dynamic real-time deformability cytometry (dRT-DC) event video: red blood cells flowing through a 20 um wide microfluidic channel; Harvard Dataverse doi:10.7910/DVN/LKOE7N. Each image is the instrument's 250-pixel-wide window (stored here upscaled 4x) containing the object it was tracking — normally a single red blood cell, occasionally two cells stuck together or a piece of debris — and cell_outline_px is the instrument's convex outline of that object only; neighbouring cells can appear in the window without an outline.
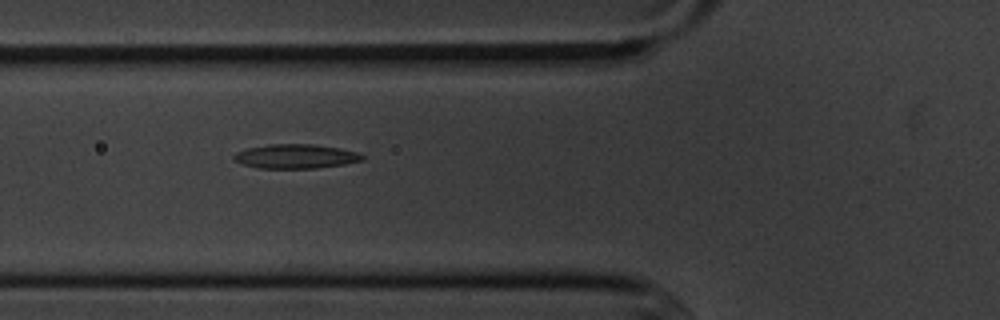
{"species": "common noctule bat (a hibernating species)", "species_latin": "Nyctalus noctula", "temperature_condition": "cold", "stored_images_in_passage": 9, "camera_frame_rate_fps": 3000, "um_per_image_px": 0.085, "animal": {"sex": "male", "body_mass_g": 20.1, "forearm_length_mm": 53.5}, "frame": {"image": 1, "passage_image": 4, "time_ms": 3.333, "image_size_px": [1000, 320], "cell_outline_px": [[364, 160], [344, 164], [316, 168], [256, 168], [240, 164], [232, 160], [232, 156], [236, 152], [248, 148], [268, 144], [312, 144], [340, 148], [356, 152], [364, 156]], "centroid_in_image_um": [25.08, 13.29], "position_along_channel_um": 100.7, "area_um2": 18.26}}
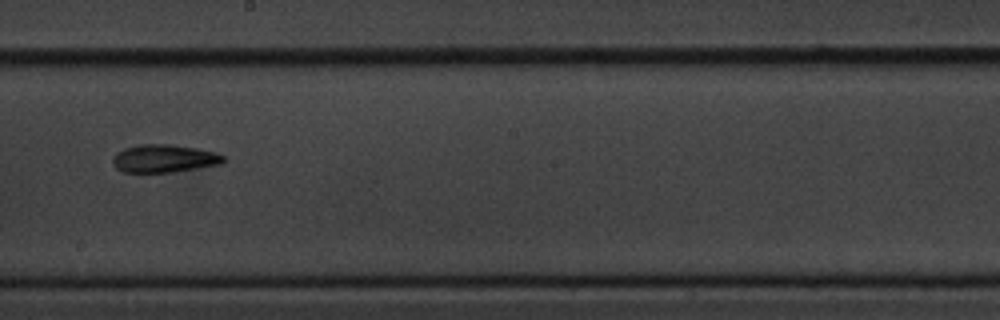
{"frame": {"image": 2, "passage_image": 7, "time_ms": 7.0, "image_size_px": [1000, 320], "cell_outline_px": [[224, 160], [220, 164], [172, 172], [124, 172], [116, 168], [112, 164], [112, 156], [116, 152], [124, 148], [140, 144], [172, 144], [196, 148], [216, 152], [224, 156]], "centroid_in_image_um": [13.9, 13.46], "position_along_channel_um": 234.3, "area_um2": 18.03}}
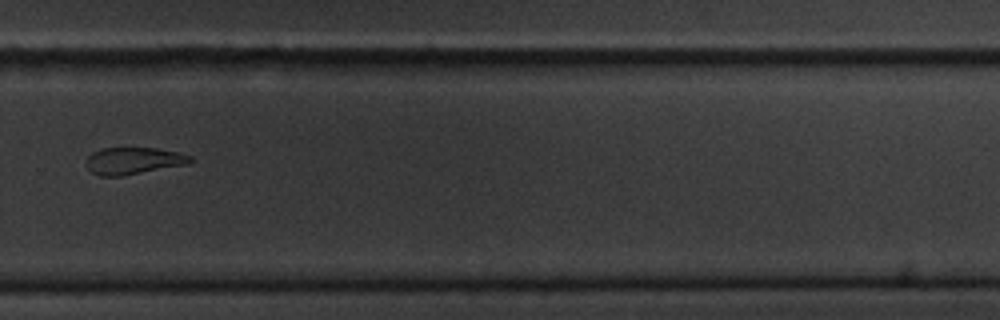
{"frame": {"image": 3, "passage_image": 9, "time_ms": 9.333, "image_size_px": [1000, 320], "cell_outline_px": [[192, 160], [188, 164], [120, 176], [100, 176], [92, 172], [84, 164], [84, 160], [92, 152], [100, 148], [156, 148], [180, 152], [192, 156]], "centroid_in_image_um": [11.31, 13.66], "position_along_channel_um": 318.5, "area_um2": 16.47}}